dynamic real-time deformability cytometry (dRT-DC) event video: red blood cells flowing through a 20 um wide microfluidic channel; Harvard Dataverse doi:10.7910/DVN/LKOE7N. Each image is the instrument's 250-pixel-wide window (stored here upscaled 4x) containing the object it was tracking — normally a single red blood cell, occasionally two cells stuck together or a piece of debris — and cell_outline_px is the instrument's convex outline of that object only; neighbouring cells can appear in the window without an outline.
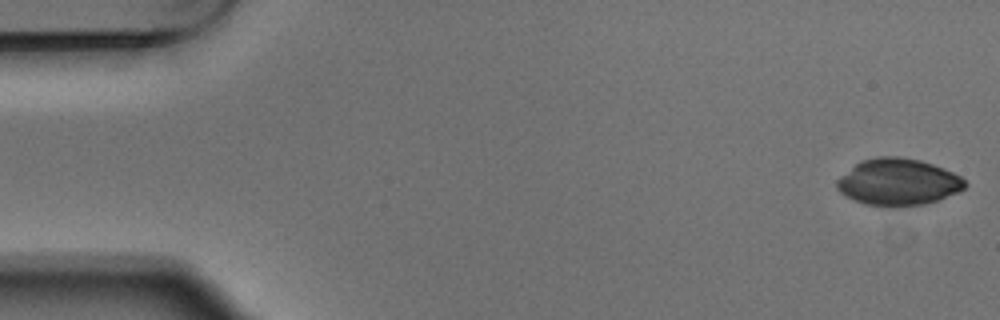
{"species": "Egyptian fruit bat (a non-hibernating species)", "species_latin": "Rousettus aegyptiacus", "temperature_condition": "warm", "stored_images_in_passage": 4, "camera_frame_rate_fps": 3000, "um_per_image_px": 0.085, "animal": {"sex": "male"}, "frame": {"image": 1, "passage_image": 1, "time_ms": 0.0, "image_size_px": [1000, 320], "cell_outline_px": [[968, 184], [964, 188], [956, 192], [936, 200], [924, 204], [900, 208], [888, 208], [864, 204], [844, 196], [836, 188], [836, 180], [840, 176], [860, 160], [876, 156], [900, 156], [920, 160], [944, 168], [960, 176]], "centroid_in_image_um": [76.29, 15.48], "position_along_channel_um": 8.7, "area_um2": 35.37}}